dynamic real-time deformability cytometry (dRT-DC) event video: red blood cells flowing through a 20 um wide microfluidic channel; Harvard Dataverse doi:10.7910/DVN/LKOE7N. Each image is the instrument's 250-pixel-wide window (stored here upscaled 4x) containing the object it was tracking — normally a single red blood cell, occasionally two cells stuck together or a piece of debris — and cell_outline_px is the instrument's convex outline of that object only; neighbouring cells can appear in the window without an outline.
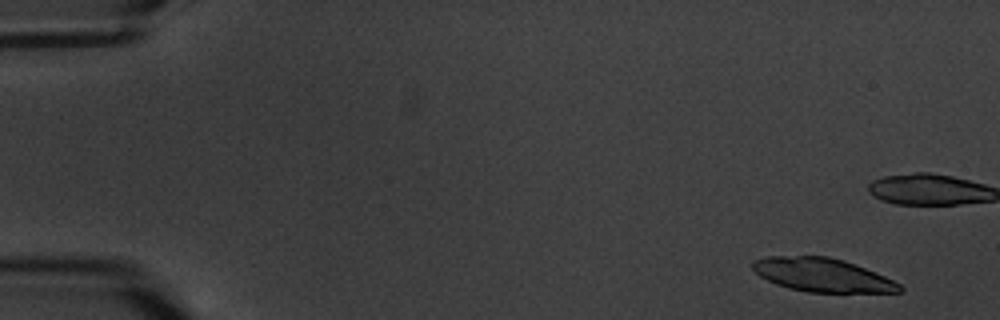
{"species": "common noctule bat (a hibernating species)", "species_latin": "Nyctalus noctula", "temperature_condition": "warm", "stored_images_in_passage": 6, "camera_frame_rate_fps": 3000, "um_per_image_px": 0.085, "animal": {"sex": "male", "body_mass_g": 20.1, "forearm_length_mm": 53.5}, "frame": {"image": 1, "passage_image": 1, "time_ms": 0.0, "image_size_px": [1000, 320], "cell_outline_px": [[904, 288], [900, 292], [808, 292], [788, 288], [776, 284], [760, 276], [752, 268], [752, 260], [768, 256], [828, 256], [844, 260], [884, 276], [900, 284]], "centroid_in_image_um": [69.87, 23.37], "position_along_channel_um": 15.1, "area_um2": 28.55}}
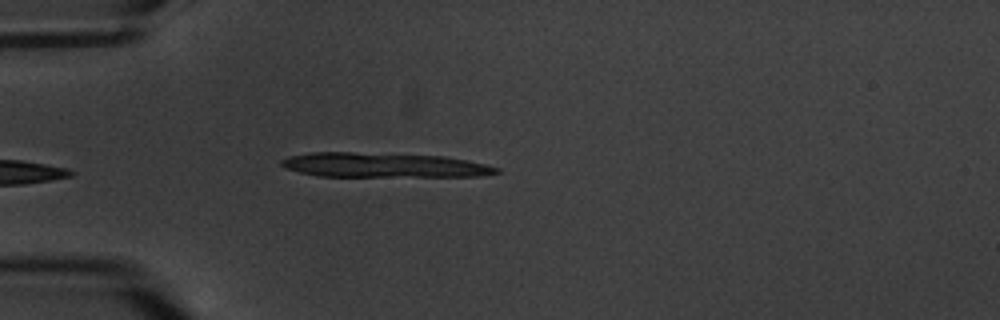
{"frame": {"image": 2, "passage_image": 6, "time_ms": 6.0, "image_size_px": [1000, 320], "cell_outline_px": [[500, 172], [480, 176], [316, 176], [284, 168], [280, 164], [280, 160], [288, 156], [312, 152], [352, 152], [444, 156], [468, 160], [500, 168]], "centroid_in_image_um": [32.58, 14.03], "position_along_channel_um": 52.4, "area_um2": 30.81}}